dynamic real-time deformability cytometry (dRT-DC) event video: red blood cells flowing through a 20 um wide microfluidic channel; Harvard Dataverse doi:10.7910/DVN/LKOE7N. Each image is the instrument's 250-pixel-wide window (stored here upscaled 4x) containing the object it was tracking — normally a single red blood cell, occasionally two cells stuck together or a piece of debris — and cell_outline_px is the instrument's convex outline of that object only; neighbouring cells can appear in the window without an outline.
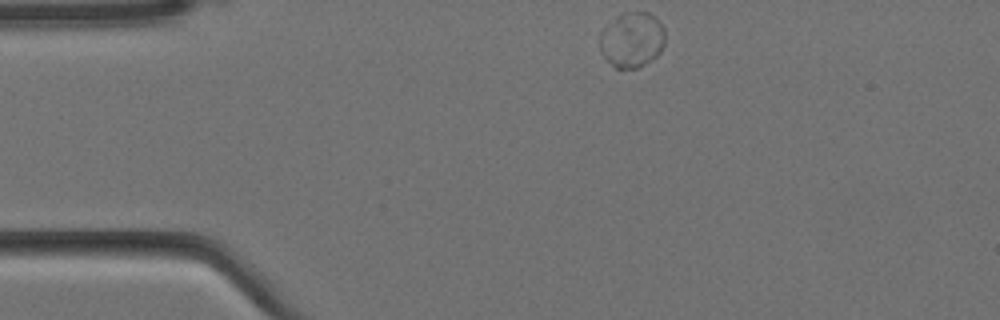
{"species": "Egyptian fruit bat (a non-hibernating species)", "species_latin": "Rousettus aegyptiacus", "temperature_condition": "cold", "stored_images_in_passage": 4, "camera_frame_rate_fps": 3000, "um_per_image_px": 0.085, "animal": {"sex": "female"}, "frame": {"image": 1, "passage_image": 1, "time_ms": 0.0, "image_size_px": [1000, 320], "cell_outline_px": [[664, 44], [660, 52], [652, 60], [636, 68], [616, 68], [600, 52], [600, 32], [616, 16], [624, 12], [648, 12], [656, 16], [664, 28]], "centroid_in_image_um": [53.73, 3.36], "position_along_channel_um": 31.3, "area_um2": 21.04}}
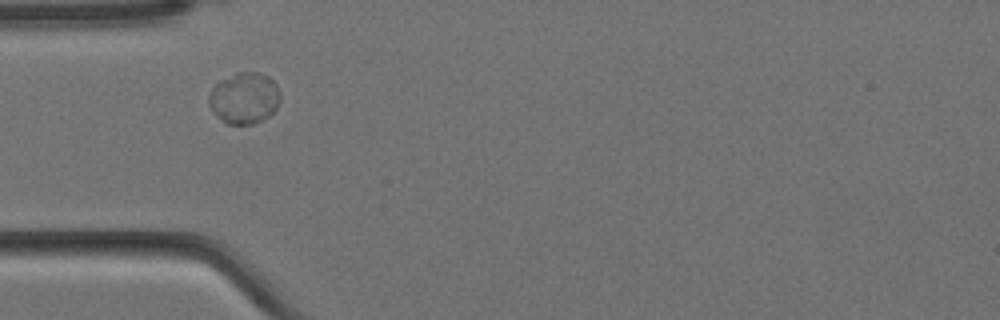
{"frame": {"image": 2, "passage_image": 3, "time_ms": 0.667, "image_size_px": [1000, 320], "cell_outline_px": [[280, 100], [276, 108], [268, 116], [252, 124], [228, 124], [212, 112], [208, 104], [208, 96], [212, 88], [220, 80], [236, 72], [260, 72], [268, 76], [276, 84], [280, 92]], "centroid_in_image_um": [20.75, 8.32], "position_along_channel_um": 64.2, "area_um2": 21.39}}
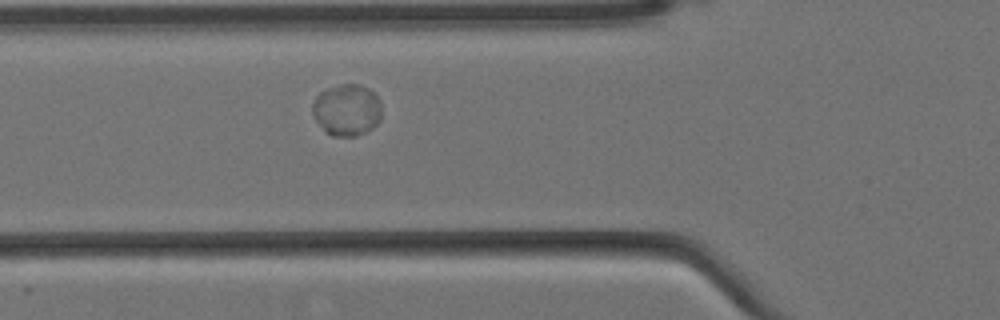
{"frame": {"image": 3, "passage_image": 4, "time_ms": 1.0, "image_size_px": [1000, 320], "cell_outline_px": [[380, 120], [372, 128], [356, 136], [332, 136], [324, 132], [316, 120], [312, 112], [312, 104], [316, 96], [320, 92], [328, 88], [344, 84], [360, 84], [368, 88], [380, 100]], "centroid_in_image_um": [29.46, 9.35], "position_along_channel_um": 96.3, "area_um2": 20.81}}